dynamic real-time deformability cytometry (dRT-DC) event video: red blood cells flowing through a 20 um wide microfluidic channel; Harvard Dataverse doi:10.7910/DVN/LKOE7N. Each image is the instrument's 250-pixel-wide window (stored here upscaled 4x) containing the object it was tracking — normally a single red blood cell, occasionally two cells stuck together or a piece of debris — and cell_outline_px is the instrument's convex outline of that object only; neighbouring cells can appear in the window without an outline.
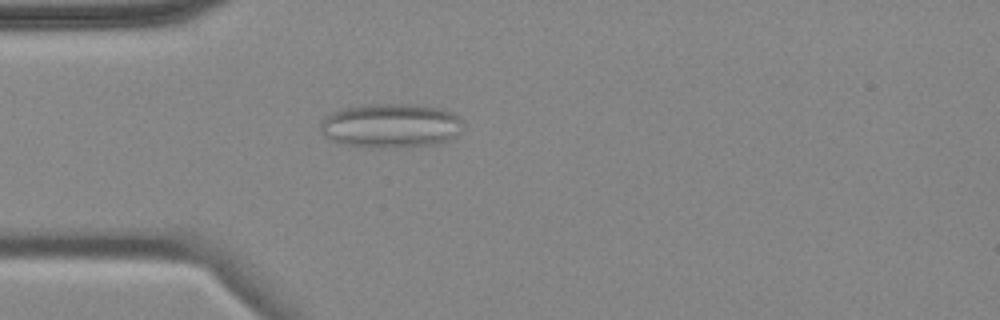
{"species": "common noctule bat (a hibernating species)", "species_latin": "Nyctalus noctula", "temperature_condition": "cold", "stored_images_in_passage": 6, "camera_frame_rate_fps": 3000, "um_per_image_px": 0.085, "animal": {"sex": "female", "body_mass_g": 18.4}, "frame": {"image": 1, "passage_image": 6, "time_ms": 6.0, "image_size_px": [1000, 320], "cell_outline_px": [[460, 132], [456, 136], [448, 140], [436, 144], [400, 148], [376, 148], [344, 144], [332, 140], [324, 136], [320, 124], [324, 116], [332, 112], [348, 108], [372, 104], [408, 104], [436, 108], [452, 112], [460, 120]], "centroid_in_image_um": [33.2, 10.7], "position_along_channel_um": 51.8, "area_um2": 36.53}}